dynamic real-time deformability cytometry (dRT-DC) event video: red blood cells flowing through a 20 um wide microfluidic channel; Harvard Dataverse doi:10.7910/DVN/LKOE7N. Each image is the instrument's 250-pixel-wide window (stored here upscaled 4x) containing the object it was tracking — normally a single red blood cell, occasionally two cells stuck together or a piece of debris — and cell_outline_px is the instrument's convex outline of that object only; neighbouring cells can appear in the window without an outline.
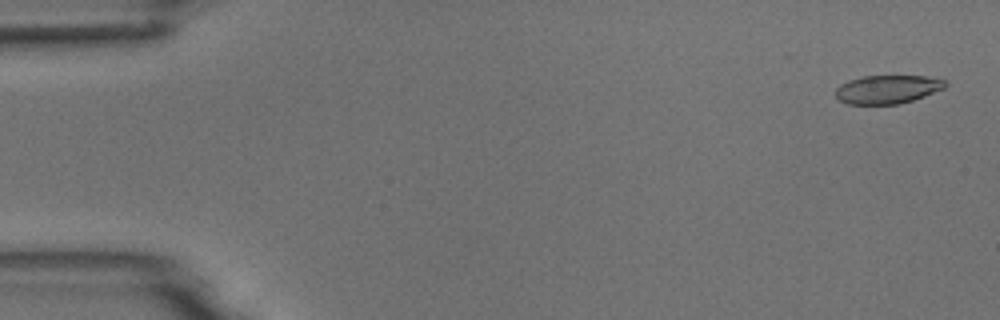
{"species": "common noctule bat (a hibernating species)", "species_latin": "Nyctalus noctula", "temperature_condition": "room temperature", "stored_images_in_passage": 5, "camera_frame_rate_fps": 3000, "um_per_image_px": 0.085, "animal": {"sex": "male", "body_mass_g": 18.8}, "frame": {"image": 1, "passage_image": 1, "time_ms": 0.0, "image_size_px": [1000, 320], "cell_outline_px": [[948, 84], [944, 88], [924, 96], [900, 104], [848, 104], [840, 100], [836, 96], [836, 88], [840, 84], [848, 80], [864, 76], [924, 76], [944, 80]], "centroid_in_image_um": [75.42, 7.59], "position_along_channel_um": 9.6, "area_um2": 18.09}}
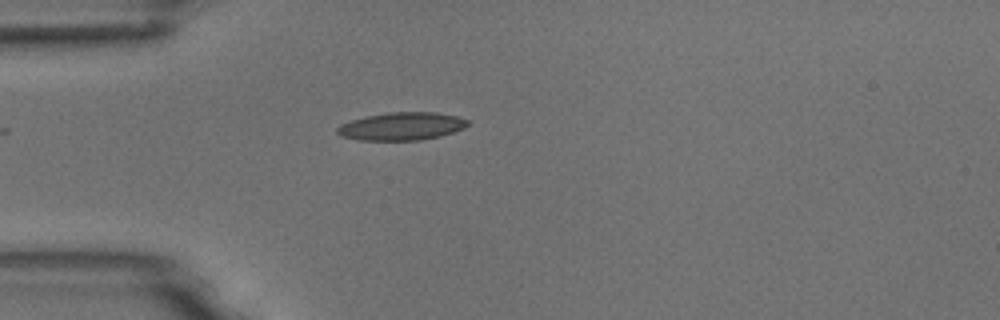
{"frame": {"image": 2, "passage_image": 4, "time_ms": 4.333, "image_size_px": [1000, 320], "cell_outline_px": [[468, 124], [464, 128], [440, 136], [420, 140], [356, 140], [340, 136], [336, 132], [336, 128], [340, 124], [364, 116], [388, 112], [436, 112], [456, 116], [468, 120]], "centroid_in_image_um": [34.09, 10.73], "position_along_channel_um": 50.9, "area_um2": 21.27}}